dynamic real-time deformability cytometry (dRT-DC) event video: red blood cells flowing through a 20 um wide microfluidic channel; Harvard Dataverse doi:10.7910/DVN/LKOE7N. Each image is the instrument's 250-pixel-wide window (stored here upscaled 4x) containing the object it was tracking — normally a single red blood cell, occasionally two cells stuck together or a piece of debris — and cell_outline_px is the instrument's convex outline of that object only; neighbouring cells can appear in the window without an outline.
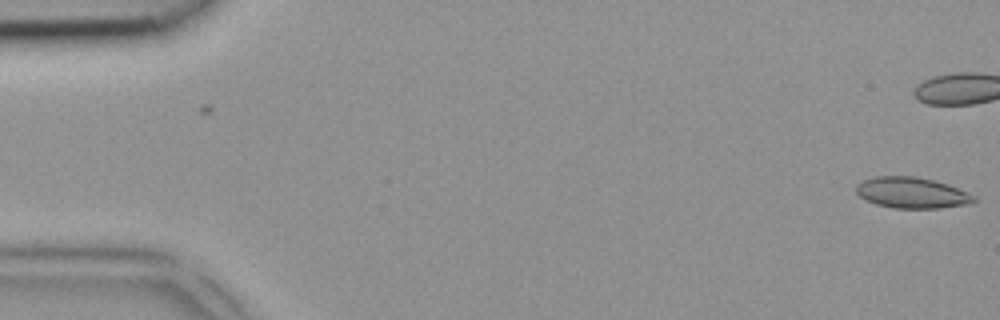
{"species": "common noctule bat (a hibernating species)", "species_latin": "Nyctalus noctula", "temperature_condition": "room temperature", "stored_images_in_passage": 2, "camera_frame_rate_fps": 3000, "um_per_image_px": 0.085, "animal": {"sex": "female", "body_mass_g": 18.4}, "frame": {"image": 1, "passage_image": 2, "time_ms": 0.333, "image_size_px": [1000, 320], "cell_outline_px": [[976, 200], [964, 204], [940, 208], [892, 208], [876, 204], [860, 196], [856, 192], [856, 184], [872, 176], [916, 176], [948, 184], [968, 192], [976, 196]], "centroid_in_image_um": [77.49, 16.37], "position_along_channel_um": 7.5, "area_um2": 21.15}}